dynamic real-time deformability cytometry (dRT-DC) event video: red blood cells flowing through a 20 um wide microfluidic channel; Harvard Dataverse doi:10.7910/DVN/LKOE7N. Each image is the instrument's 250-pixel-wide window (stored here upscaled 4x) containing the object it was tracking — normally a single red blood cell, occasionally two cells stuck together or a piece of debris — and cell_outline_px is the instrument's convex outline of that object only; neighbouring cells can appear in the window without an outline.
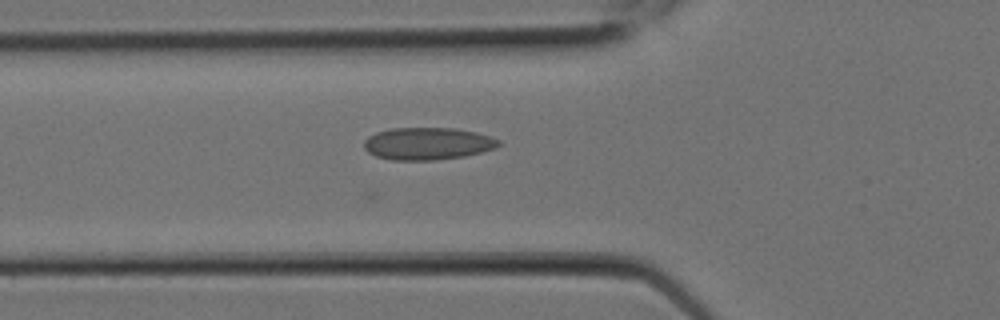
{"species": "Egyptian fruit bat (a non-hibernating species)", "species_latin": "Rousettus aegyptiacus", "temperature_condition": "room temperature", "stored_images_in_passage": 4, "camera_frame_rate_fps": 3000, "um_per_image_px": 0.085, "animal": {"sex": "female"}, "frame": {"image": 1, "passage_image": 4, "time_ms": 1.0, "image_size_px": [1000, 320], "cell_outline_px": [[500, 144], [496, 148], [464, 156], [432, 160], [392, 160], [376, 156], [368, 152], [364, 148], [364, 140], [368, 136], [376, 132], [392, 128], [456, 128], [476, 132], [500, 140]], "centroid_in_image_um": [36.32, 12.2], "position_along_channel_um": 89.5, "area_um2": 25.32}}